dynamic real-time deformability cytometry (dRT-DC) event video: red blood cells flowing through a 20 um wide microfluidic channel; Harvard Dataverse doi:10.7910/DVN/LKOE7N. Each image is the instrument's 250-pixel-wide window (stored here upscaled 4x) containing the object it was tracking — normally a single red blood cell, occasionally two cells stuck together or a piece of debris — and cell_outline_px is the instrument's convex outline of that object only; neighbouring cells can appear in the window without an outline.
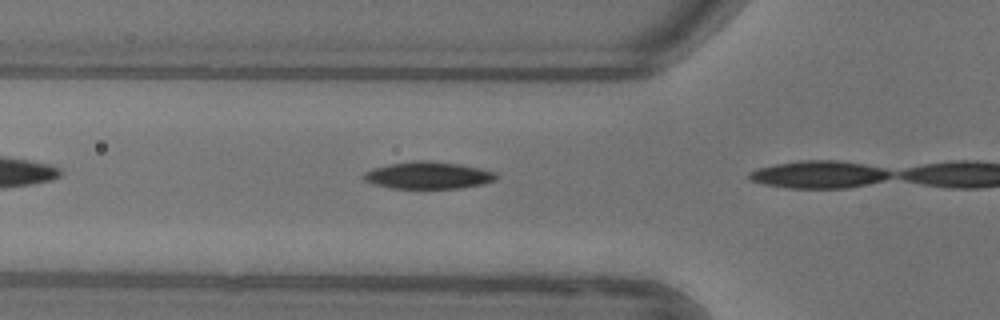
{"species": "common noctule bat (a hibernating species)", "species_latin": "Nyctalus noctula", "temperature_condition": "warm", "stored_images_in_passage": 5, "camera_frame_rate_fps": 3000, "um_per_image_px": 0.085, "animal": {"sex": "female"}, "frame": {"image": 1, "passage_image": 4, "time_ms": 1.0, "image_size_px": [1000, 320], "cell_outline_px": [[496, 180], [484, 184], [460, 188], [392, 188], [372, 184], [364, 180], [364, 172], [372, 168], [388, 164], [412, 160], [428, 160], [460, 164], [480, 168], [496, 172]], "centroid_in_image_um": [36.39, 14.89], "position_along_channel_um": 89.4, "area_um2": 21.1}}